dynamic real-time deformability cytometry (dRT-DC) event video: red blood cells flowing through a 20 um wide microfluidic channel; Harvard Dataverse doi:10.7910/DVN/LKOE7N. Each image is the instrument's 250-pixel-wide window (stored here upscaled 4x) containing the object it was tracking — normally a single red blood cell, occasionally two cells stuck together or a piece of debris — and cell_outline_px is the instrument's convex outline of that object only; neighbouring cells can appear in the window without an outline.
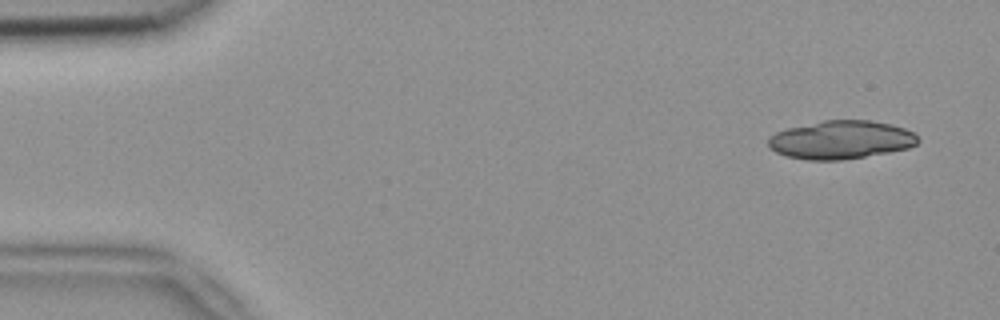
{"species": "common noctule bat (a hibernating species)", "species_latin": "Nyctalus noctula", "temperature_condition": "room temperature", "stored_images_in_passage": 5, "camera_frame_rate_fps": 3000, "um_per_image_px": 0.085, "animal": {"sex": "female", "body_mass_g": 18.4}, "frame": {"image": 1, "passage_image": 1, "time_ms": 0.0, "image_size_px": [1000, 320], "cell_outline_px": [[920, 140], [916, 144], [908, 148], [888, 152], [840, 160], [808, 160], [784, 156], [768, 148], [768, 136], [784, 128], [824, 120], [868, 120], [892, 124], [904, 128], [912, 132]], "centroid_in_image_um": [71.42, 11.88], "position_along_channel_um": 13.6, "area_um2": 33.58}}